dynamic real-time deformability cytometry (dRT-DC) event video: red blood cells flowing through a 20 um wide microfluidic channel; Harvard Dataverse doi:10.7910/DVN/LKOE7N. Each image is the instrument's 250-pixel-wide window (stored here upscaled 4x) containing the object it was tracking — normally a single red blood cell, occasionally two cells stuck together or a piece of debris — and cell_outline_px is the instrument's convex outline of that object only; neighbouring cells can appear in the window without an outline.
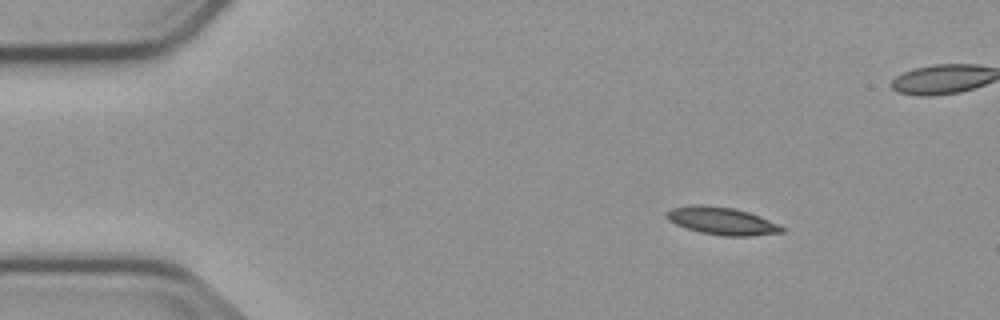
{"species": "common noctule bat (a hibernating species)", "species_latin": "Nyctalus noctula", "temperature_condition": "cold", "stored_images_in_passage": 4, "camera_frame_rate_fps": 3000, "um_per_image_px": 0.085, "animal": {"sex": "male", "body_mass_g": 23.1, "forearm_length_mm": 52.7}, "frame": {"image": 1, "passage_image": 1, "time_ms": 0.0, "image_size_px": [1000, 320], "cell_outline_px": [[784, 232], [752, 236], [724, 236], [700, 232], [684, 228], [668, 220], [664, 216], [664, 212], [672, 208], [692, 204], [700, 204], [736, 208], [760, 216], [784, 228]], "centroid_in_image_um": [61.3, 18.77], "position_along_channel_um": 23.7, "area_um2": 18.67}}